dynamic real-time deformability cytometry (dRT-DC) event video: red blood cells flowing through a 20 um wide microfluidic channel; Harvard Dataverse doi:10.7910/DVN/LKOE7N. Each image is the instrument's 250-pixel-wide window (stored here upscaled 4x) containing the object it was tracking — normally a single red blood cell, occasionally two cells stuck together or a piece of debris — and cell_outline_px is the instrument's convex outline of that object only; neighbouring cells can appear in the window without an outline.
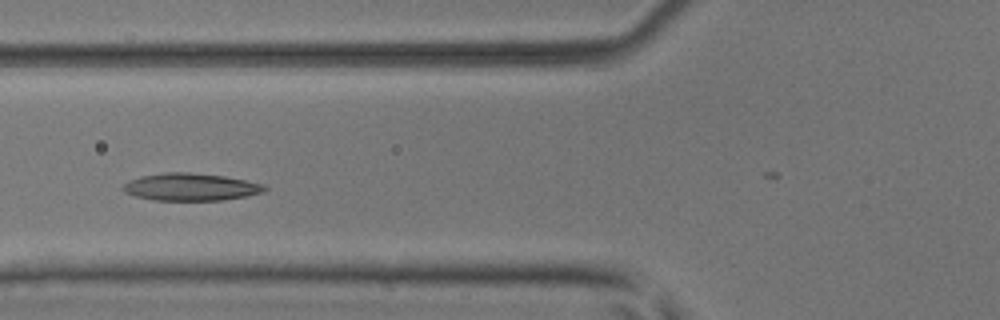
{"species": "common noctule bat (a hibernating species)", "species_latin": "Nyctalus noctula", "temperature_condition": "room temperature", "stored_images_in_passage": 6, "camera_frame_rate_fps": 3000, "um_per_image_px": 0.085, "animal": {"sex": "male", "body_mass_g": 17.9, "forearm_length_mm": 54.2}, "frame": {"image": 1, "passage_image": 4, "time_ms": 1.0, "image_size_px": [1000, 320], "cell_outline_px": [[268, 188], [264, 192], [248, 196], [224, 200], [152, 200], [132, 196], [124, 192], [120, 188], [128, 180], [140, 176], [168, 172], [188, 172], [224, 176], [264, 184]], "centroid_in_image_um": [16.18, 15.9], "position_along_channel_um": 109.6, "area_um2": 22.83}}
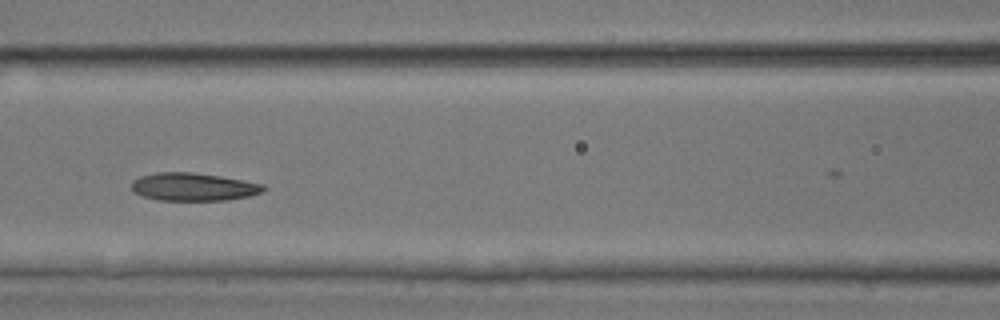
{"frame": {"image": 2, "passage_image": 5, "time_ms": 1.333, "image_size_px": [1000, 320], "cell_outline_px": [[268, 188], [264, 192], [248, 196], [228, 200], [160, 200], [144, 196], [132, 192], [132, 180], [140, 176], [156, 172], [192, 172], [220, 176], [264, 184]], "centroid_in_image_um": [16.45, 15.88], "position_along_channel_um": 150.1, "area_um2": 21.56}}